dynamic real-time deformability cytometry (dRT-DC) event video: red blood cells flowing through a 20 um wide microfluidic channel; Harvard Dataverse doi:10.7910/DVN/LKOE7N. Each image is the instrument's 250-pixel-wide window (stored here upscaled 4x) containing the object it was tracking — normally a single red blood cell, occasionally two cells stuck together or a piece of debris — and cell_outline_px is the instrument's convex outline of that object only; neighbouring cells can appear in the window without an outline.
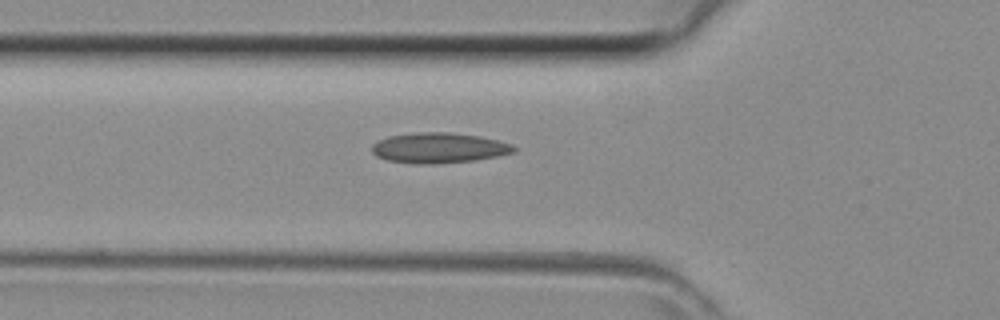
{"species": "common noctule bat (a hibernating species)", "species_latin": "Nyctalus noctula", "temperature_condition": "room temperature", "stored_images_in_passage": 28, "camera_frame_rate_fps": 3000, "um_per_image_px": 0.085, "animal": {"sex": "female", "body_mass_g": 29.2, "forearm_length_mm": 56.3}, "frame": {"image": 1, "passage_image": 2, "time_ms": 0.333, "image_size_px": [1000, 320], "cell_outline_px": [[516, 152], [476, 160], [432, 164], [412, 164], [388, 160], [376, 156], [372, 152], [372, 144], [388, 136], [420, 132], [448, 132], [480, 136], [512, 144], [516, 148]], "centroid_in_image_um": [37.3, 12.57], "position_along_channel_um": 88.5, "area_um2": 25.09}}
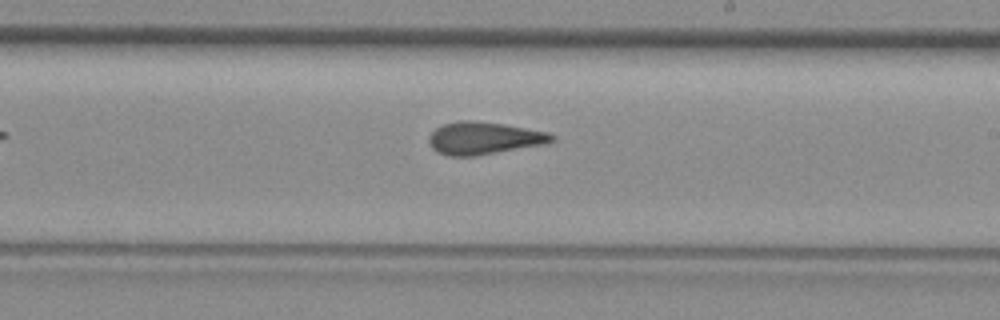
{"frame": {"image": 2, "passage_image": 12, "time_ms": 3.667, "image_size_px": [1000, 320], "cell_outline_px": [[556, 140], [540, 144], [476, 156], [448, 156], [436, 152], [432, 148], [428, 140], [428, 136], [436, 128], [444, 124], [460, 120], [472, 120], [504, 124], [548, 132], [556, 136]], "centroid_in_image_um": [41.09, 11.74], "position_along_channel_um": 247.9, "area_um2": 23.12}}
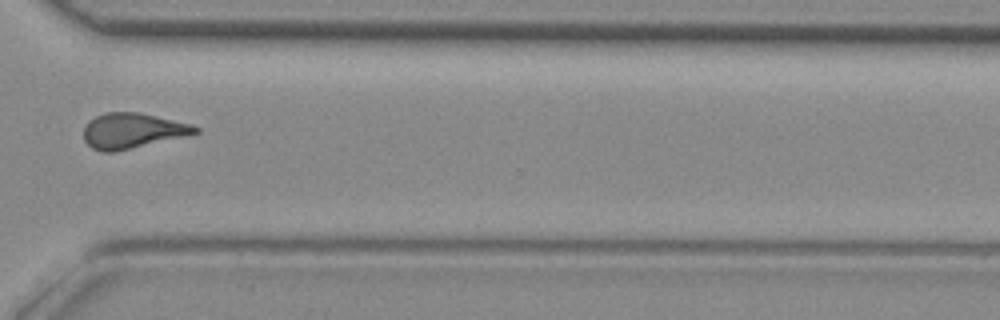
{"frame": {"image": 3, "passage_image": 19, "time_ms": 6.0, "image_size_px": [1000, 320], "cell_outline_px": [[200, 132], [188, 136], [112, 152], [104, 152], [92, 148], [84, 140], [84, 128], [88, 120], [104, 112], [140, 112], [192, 124], [200, 128]], "centroid_in_image_um": [11.28, 11.1], "position_along_channel_um": 359.3, "area_um2": 23.06}}